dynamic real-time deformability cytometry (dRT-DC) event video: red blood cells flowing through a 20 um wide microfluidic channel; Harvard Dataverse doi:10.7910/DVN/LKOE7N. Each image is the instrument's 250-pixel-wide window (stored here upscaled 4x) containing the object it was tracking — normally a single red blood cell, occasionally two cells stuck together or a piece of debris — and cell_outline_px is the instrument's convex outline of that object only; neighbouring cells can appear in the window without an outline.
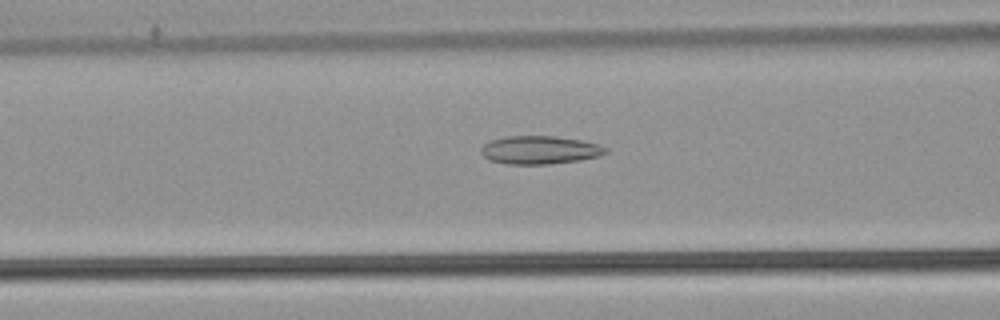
{"species": "common noctule bat (a hibernating species)", "species_latin": "Nyctalus noctula", "temperature_condition": "warm", "stored_images_in_passage": 54, "camera_frame_rate_fps": 3000, "um_per_image_px": 0.085, "animal": {"sex": "male", "body_mass_g": 21.5, "forearm_length_mm": 52.0}, "frame": {"image": 1, "passage_image": 22, "time_ms": 7.0, "image_size_px": [1000, 320], "cell_outline_px": [[608, 152], [600, 156], [580, 160], [548, 164], [508, 164], [488, 160], [480, 152], [480, 148], [484, 144], [492, 140], [508, 136], [556, 136], [580, 140], [600, 144], [608, 148]], "centroid_in_image_um": [45.9, 12.75], "position_along_channel_um": 120.7, "area_um2": 20.58}}
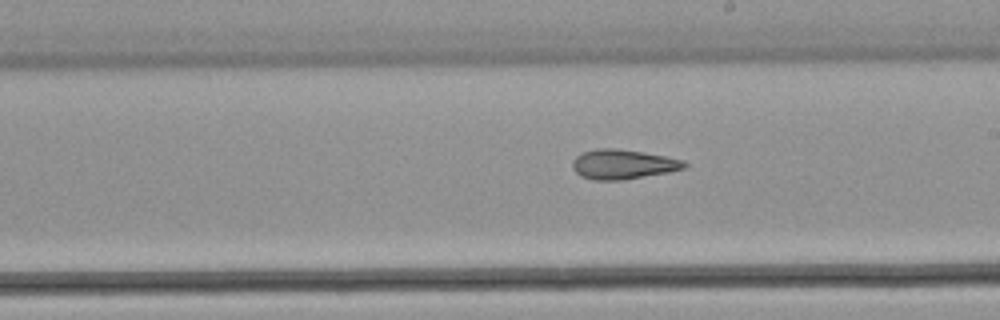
{"frame": {"image": 2, "passage_image": 31, "time_ms": 10.0, "image_size_px": [1000, 320], "cell_outline_px": [[688, 164], [684, 168], [668, 172], [620, 180], [592, 180], [580, 176], [572, 168], [572, 160], [580, 152], [596, 148], [616, 148], [664, 156], [684, 160]], "centroid_in_image_um": [52.89, 13.96], "position_along_channel_um": 236.1, "area_um2": 19.31}}
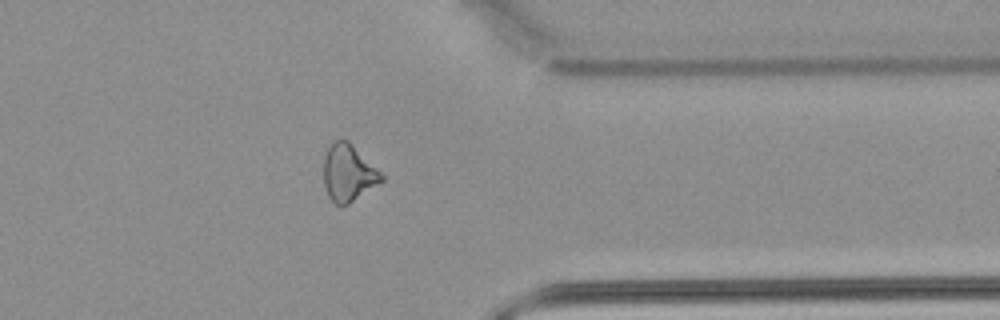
{"frame": {"image": 3, "passage_image": 43, "time_ms": 14.0, "image_size_px": [1000, 320], "cell_outline_px": [[384, 180], [348, 204], [336, 204], [328, 196], [324, 184], [324, 152], [332, 140], [348, 140], [384, 176]], "centroid_in_image_um": [29.58, 14.67], "position_along_channel_um": 381.8, "area_um2": 18.96}, "authors_computed_cell_mechanics": {"area_um2": 20.9525, "velocity_mm_per_s": 3.8476, "shape_relaxation_time_tau1_ms": null, "shape_relaxation_time_tau2_ms": 3.4722, "deformation_change_tau1": null, "deformation_change_tau2": 0.122}}